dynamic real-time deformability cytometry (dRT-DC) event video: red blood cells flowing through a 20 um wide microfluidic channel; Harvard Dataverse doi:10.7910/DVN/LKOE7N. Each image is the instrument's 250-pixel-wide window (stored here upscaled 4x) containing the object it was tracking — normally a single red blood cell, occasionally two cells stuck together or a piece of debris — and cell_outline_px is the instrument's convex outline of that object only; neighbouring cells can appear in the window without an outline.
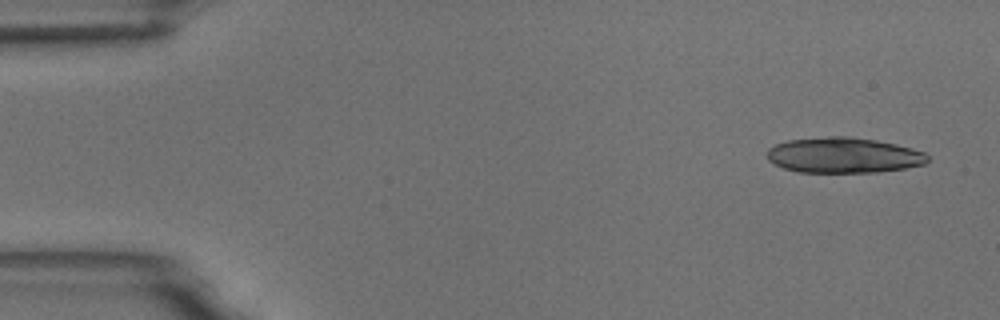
{"species": "common noctule bat (a hibernating species)", "species_latin": "Nyctalus noctula", "temperature_condition": "room temperature", "stored_images_in_passage": 6, "camera_frame_rate_fps": 3000, "um_per_image_px": 0.085, "animal": {"sex": "male", "body_mass_g": 18.8}, "frame": {"image": 1, "passage_image": 1, "time_ms": 0.0, "image_size_px": [1000, 320], "cell_outline_px": [[928, 160], [924, 164], [904, 168], [876, 172], [800, 172], [784, 168], [768, 160], [768, 148], [776, 144], [788, 140], [828, 136], [848, 136], [876, 140], [896, 144], [912, 148], [924, 152], [928, 156]], "centroid_in_image_um": [71.71, 13.19], "position_along_channel_um": 13.3, "area_um2": 33.06}}
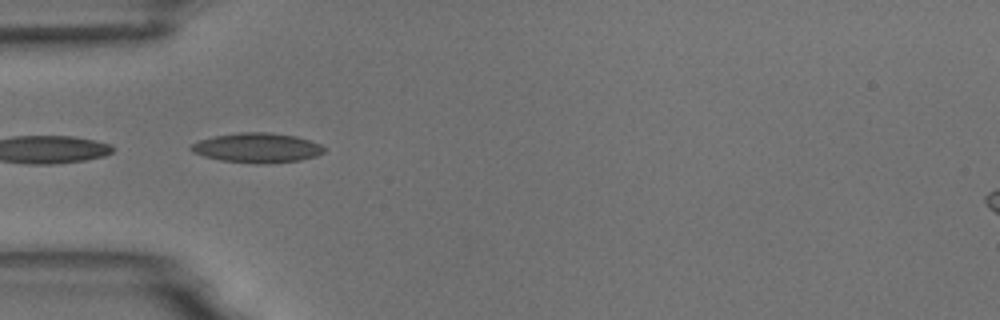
{"frame": {"image": 2, "passage_image": 5, "time_ms": 4.667, "image_size_px": [1000, 320], "cell_outline_px": [[324, 152], [316, 156], [300, 160], [260, 164], [256, 164], [220, 160], [204, 156], [192, 152], [188, 148], [192, 144], [200, 140], [212, 136], [240, 132], [268, 132], [296, 136], [320, 144], [324, 148]], "centroid_in_image_um": [21.82, 12.56], "position_along_channel_um": 63.2, "area_um2": 23.0}}